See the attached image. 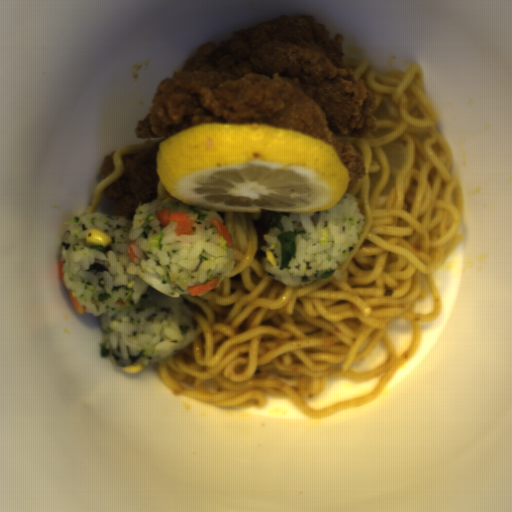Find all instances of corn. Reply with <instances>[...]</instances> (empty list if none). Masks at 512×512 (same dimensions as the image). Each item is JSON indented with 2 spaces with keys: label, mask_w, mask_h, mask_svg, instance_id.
<instances>
[{
  "label": "corn",
  "mask_w": 512,
  "mask_h": 512,
  "mask_svg": "<svg viewBox=\"0 0 512 512\" xmlns=\"http://www.w3.org/2000/svg\"><path fill=\"white\" fill-rule=\"evenodd\" d=\"M112 242L111 237L103 232L102 230H88V233L85 238V244L87 246H107Z\"/></svg>",
  "instance_id": "51d56268"
},
{
  "label": "corn",
  "mask_w": 512,
  "mask_h": 512,
  "mask_svg": "<svg viewBox=\"0 0 512 512\" xmlns=\"http://www.w3.org/2000/svg\"><path fill=\"white\" fill-rule=\"evenodd\" d=\"M142 369V363H132L128 366L122 367L123 372H126L128 374L136 373L138 371H141Z\"/></svg>",
  "instance_id": "f1292c28"
},
{
  "label": "corn",
  "mask_w": 512,
  "mask_h": 512,
  "mask_svg": "<svg viewBox=\"0 0 512 512\" xmlns=\"http://www.w3.org/2000/svg\"><path fill=\"white\" fill-rule=\"evenodd\" d=\"M266 260L271 265V267L275 269V267H276V259H275L274 255H273V253H272V251L270 249H267Z\"/></svg>",
  "instance_id": "5cfa1b94"
}]
</instances>
